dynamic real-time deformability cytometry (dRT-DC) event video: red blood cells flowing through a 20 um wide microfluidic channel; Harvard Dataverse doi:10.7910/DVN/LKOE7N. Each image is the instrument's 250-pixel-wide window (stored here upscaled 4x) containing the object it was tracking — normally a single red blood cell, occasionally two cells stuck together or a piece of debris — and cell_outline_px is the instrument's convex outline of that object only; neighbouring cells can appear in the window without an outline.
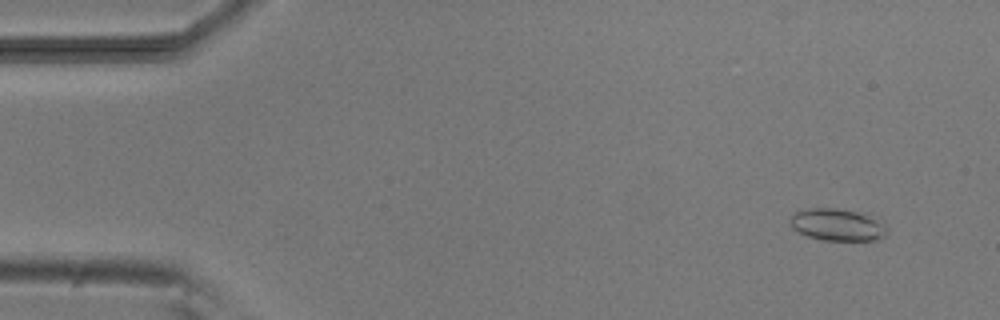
{"species": "common noctule bat (a hibernating species)", "species_latin": "Nyctalus noctula", "temperature_condition": "room temperature", "stored_images_in_passage": 5, "camera_frame_rate_fps": 3000, "um_per_image_px": 0.085, "animal": {"sex": "male", "body_mass_g": 20.5, "forearm_length_mm": 52.5}, "frame": {"image": 1, "passage_image": 2, "time_ms": 1.0, "image_size_px": [1000, 320], "cell_outline_px": [[888, 236], [872, 240], [824, 240], [808, 236], [792, 228], [788, 220], [792, 212], [808, 208], [832, 208], [860, 212], [884, 224], [888, 228]], "centroid_in_image_um": [71.14, 19.1], "position_along_channel_um": 13.9, "area_um2": 18.15}}
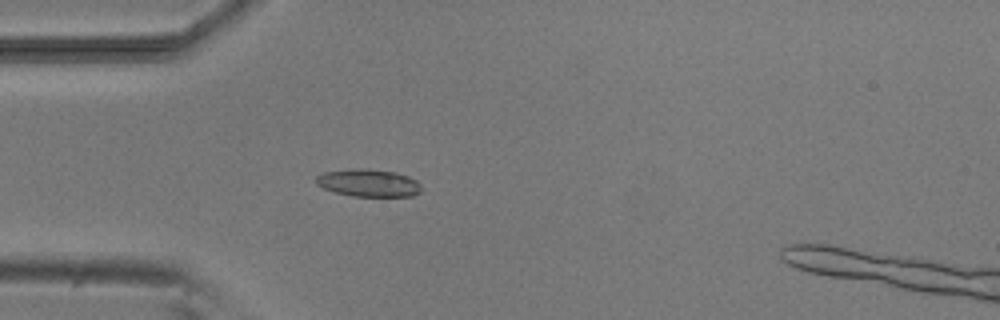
{"frame": {"image": 2, "passage_image": 5, "time_ms": 4.667, "image_size_px": [1000, 320], "cell_outline_px": [[420, 192], [412, 196], [352, 196], [336, 192], [324, 188], [316, 184], [316, 176], [324, 172], [356, 168], [368, 168], [396, 172], [408, 176], [416, 180], [420, 184]], "centroid_in_image_um": [31.33, 15.54], "position_along_channel_um": 53.7, "area_um2": 16.88}}